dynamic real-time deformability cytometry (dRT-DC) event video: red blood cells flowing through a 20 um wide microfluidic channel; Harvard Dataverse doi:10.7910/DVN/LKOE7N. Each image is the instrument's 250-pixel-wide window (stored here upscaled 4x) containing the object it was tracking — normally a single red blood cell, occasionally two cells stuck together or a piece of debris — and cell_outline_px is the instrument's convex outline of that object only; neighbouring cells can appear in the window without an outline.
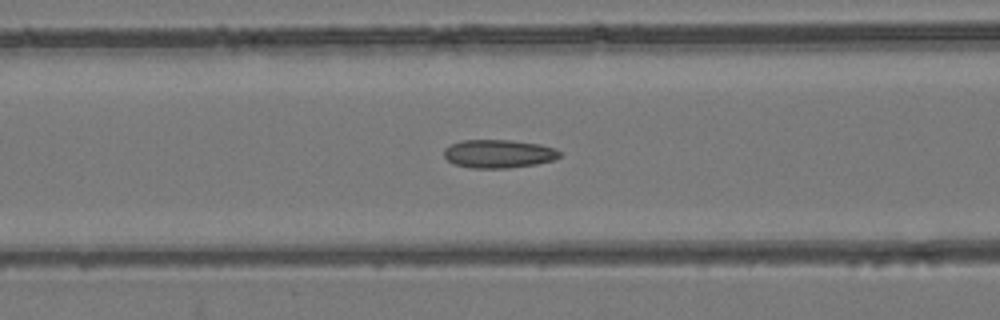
{"species": "common noctule bat (a hibernating species)", "species_latin": "Nyctalus noctula", "temperature_condition": "room temperature", "stored_images_in_passage": 54, "camera_frame_rate_fps": 3000, "um_per_image_px": 0.085, "animal": {"sex": "female", "body_mass_g": 24.6, "forearm_length_mm": 56.2}, "frame": {"image": 1, "passage_image": 22, "time_ms": 7.0, "image_size_px": [1000, 320], "cell_outline_px": [[560, 156], [556, 160], [536, 164], [508, 168], [472, 168], [452, 164], [444, 156], [444, 148], [452, 144], [464, 140], [512, 140], [540, 144], [556, 148], [560, 152]], "centroid_in_image_um": [42.4, 13.07], "position_along_channel_um": 124.2, "area_um2": 19.25}}
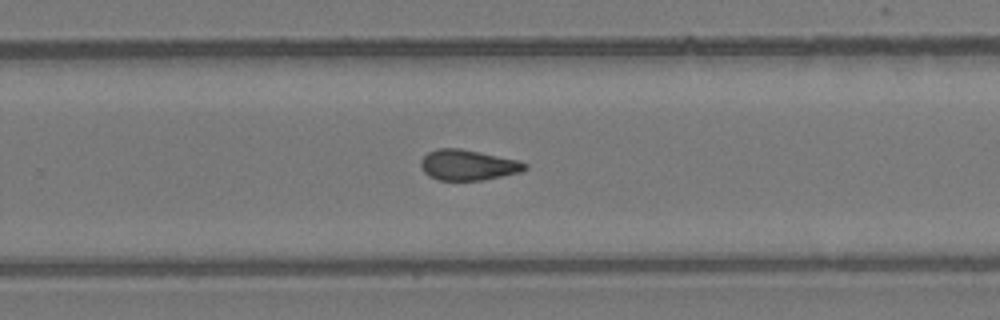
{"frame": {"image": 2, "passage_image": 35, "time_ms": 11.333, "image_size_px": [1000, 320], "cell_outline_px": [[528, 168], [520, 172], [480, 180], [436, 180], [428, 176], [420, 168], [420, 160], [428, 152], [436, 148], [460, 148], [516, 160], [528, 164]], "centroid_in_image_um": [39.71, 14.02], "position_along_channel_um": 290.1, "area_um2": 18.44}}
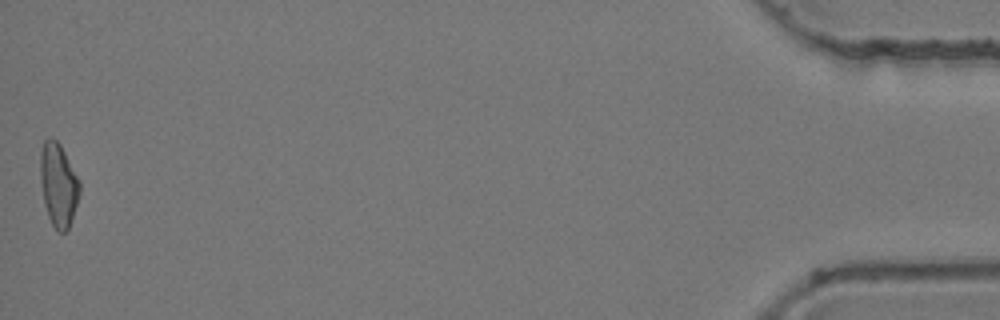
{"frame": {"image": 3, "passage_image": 54, "time_ms": 17.667, "image_size_px": [1000, 320], "cell_outline_px": [[80, 192], [68, 228], [64, 232], [60, 232], [52, 224], [48, 216], [44, 204], [40, 180], [40, 152], [44, 140], [52, 136], [60, 144], [80, 180]], "centroid_in_image_um": [4.95, 15.65], "position_along_channel_um": 430.3, "area_um2": 19.02}, "authors_computed_cell_mechanics": {"area_um2": 18.9295, "velocity_mm_per_s": 3.8345, "shape_relaxation_time_tau1_ms": null, "shape_relaxation_time_tau2_ms": 2.4266, "deformation_change_tau1": null, "deformation_change_tau2": 0.0903}}